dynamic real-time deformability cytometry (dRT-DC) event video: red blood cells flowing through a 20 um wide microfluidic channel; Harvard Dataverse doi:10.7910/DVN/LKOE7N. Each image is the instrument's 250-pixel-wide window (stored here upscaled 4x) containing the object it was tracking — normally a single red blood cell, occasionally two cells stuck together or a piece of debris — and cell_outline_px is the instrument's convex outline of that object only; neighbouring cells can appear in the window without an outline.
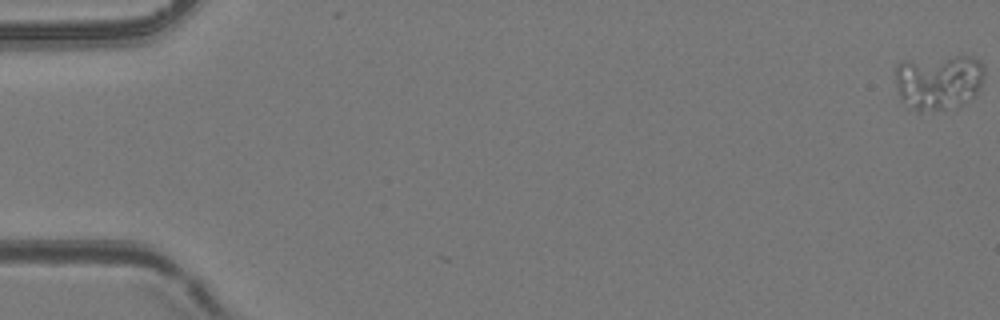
{"species": "common noctule bat (a hibernating species)", "species_latin": "Nyctalus noctula", "temperature_condition": "room temperature", "stored_images_in_passage": 3, "camera_frame_rate_fps": 3000, "um_per_image_px": 0.085, "animal": {"sex": "female", "body_mass_g": 24.6, "forearm_length_mm": 56.2}, "frame": {"image": 1, "passage_image": 1, "time_ms": 0.0, "image_size_px": [1000, 320], "cell_outline_px": [[984, 76], [980, 88], [976, 96], [960, 108], [932, 112], [920, 112], [908, 108], [900, 100], [896, 80], [896, 68], [904, 60], [956, 56], [972, 56], [980, 60], [984, 68]], "centroid_in_image_um": [79.82, 7.01], "position_along_channel_um": 5.2, "area_um2": 29.77}}